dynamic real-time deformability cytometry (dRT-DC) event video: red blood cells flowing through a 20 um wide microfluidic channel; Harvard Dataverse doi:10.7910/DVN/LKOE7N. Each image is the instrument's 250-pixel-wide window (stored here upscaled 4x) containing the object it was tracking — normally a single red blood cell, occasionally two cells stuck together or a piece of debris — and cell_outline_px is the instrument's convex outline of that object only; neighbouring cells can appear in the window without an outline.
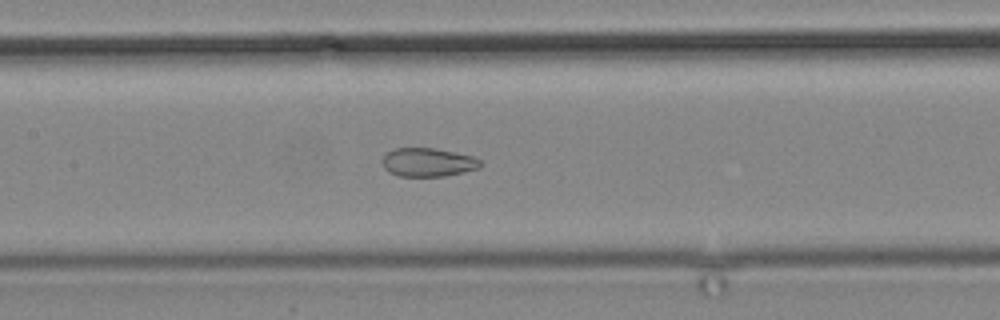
{"species": "common noctule bat (a hibernating species)", "species_latin": "Nyctalus noctula", "temperature_condition": "cold", "stored_images_in_passage": 11, "camera_frame_rate_fps": 3000, "um_per_image_px": 0.085, "animal": {"sex": "male", "body_mass_g": 19.2, "forearm_length_mm": 51.8}, "frame": {"image": 1, "passage_image": 10, "time_ms": 11.333, "image_size_px": [1000, 320], "cell_outline_px": [[480, 168], [444, 176], [396, 176], [388, 172], [384, 168], [380, 160], [388, 152], [396, 148], [436, 148], [472, 156], [480, 160]], "centroid_in_image_um": [36.33, 13.8], "position_along_channel_um": 171.1, "area_um2": 16.36}}